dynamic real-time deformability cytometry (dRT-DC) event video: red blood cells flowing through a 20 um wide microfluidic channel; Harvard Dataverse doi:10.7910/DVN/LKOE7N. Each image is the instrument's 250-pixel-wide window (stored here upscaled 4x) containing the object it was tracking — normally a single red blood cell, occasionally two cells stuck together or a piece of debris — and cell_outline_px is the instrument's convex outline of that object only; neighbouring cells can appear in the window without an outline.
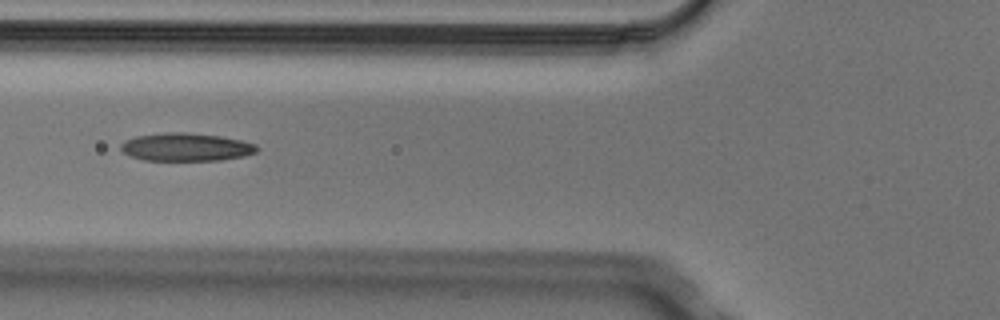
{"species": "Egyptian fruit bat (a non-hibernating species)", "species_latin": "Rousettus aegyptiacus", "temperature_condition": "cold", "stored_images_in_passage": 2, "camera_frame_rate_fps": 3000, "um_per_image_px": 0.085, "animal": {"sex": "male"}, "frame": {"image": 1, "passage_image": 2, "time_ms": 0.333, "image_size_px": [1000, 320], "cell_outline_px": [[260, 148], [256, 152], [244, 156], [220, 160], [144, 160], [132, 156], [124, 152], [120, 148], [120, 144], [124, 140], [136, 136], [168, 132], [184, 132], [220, 136], [240, 140], [256, 144]], "centroid_in_image_um": [15.82, 12.49], "position_along_channel_um": 110.0, "area_um2": 22.14}}